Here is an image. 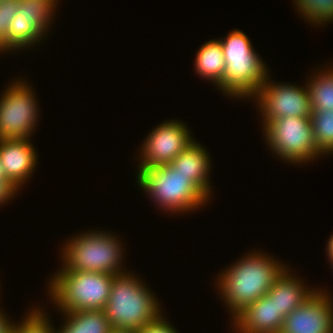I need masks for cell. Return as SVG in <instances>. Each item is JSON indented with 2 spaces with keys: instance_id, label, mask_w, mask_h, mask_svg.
<instances>
[{
  "instance_id": "6da1fadb",
  "label": "cell",
  "mask_w": 333,
  "mask_h": 333,
  "mask_svg": "<svg viewBox=\"0 0 333 333\" xmlns=\"http://www.w3.org/2000/svg\"><path fill=\"white\" fill-rule=\"evenodd\" d=\"M257 252L219 274V292L234 317L244 307L267 294L277 278L287 268L273 257Z\"/></svg>"
},
{
  "instance_id": "7a4b0ae2",
  "label": "cell",
  "mask_w": 333,
  "mask_h": 333,
  "mask_svg": "<svg viewBox=\"0 0 333 333\" xmlns=\"http://www.w3.org/2000/svg\"><path fill=\"white\" fill-rule=\"evenodd\" d=\"M126 272L114 275L104 313L111 328L138 331L161 317L162 312L149 288Z\"/></svg>"
},
{
  "instance_id": "3957f363",
  "label": "cell",
  "mask_w": 333,
  "mask_h": 333,
  "mask_svg": "<svg viewBox=\"0 0 333 333\" xmlns=\"http://www.w3.org/2000/svg\"><path fill=\"white\" fill-rule=\"evenodd\" d=\"M226 62L222 82L217 86L228 97H253L268 77L265 62L255 52L244 32L232 30L219 39Z\"/></svg>"
},
{
  "instance_id": "277c9868",
  "label": "cell",
  "mask_w": 333,
  "mask_h": 333,
  "mask_svg": "<svg viewBox=\"0 0 333 333\" xmlns=\"http://www.w3.org/2000/svg\"><path fill=\"white\" fill-rule=\"evenodd\" d=\"M50 281L54 304L63 312L104 310L114 275L101 272L63 270Z\"/></svg>"
},
{
  "instance_id": "5b68a950",
  "label": "cell",
  "mask_w": 333,
  "mask_h": 333,
  "mask_svg": "<svg viewBox=\"0 0 333 333\" xmlns=\"http://www.w3.org/2000/svg\"><path fill=\"white\" fill-rule=\"evenodd\" d=\"M138 172L137 183L140 188L166 211L191 212L208 201V198L171 164L138 169Z\"/></svg>"
},
{
  "instance_id": "8992f818",
  "label": "cell",
  "mask_w": 333,
  "mask_h": 333,
  "mask_svg": "<svg viewBox=\"0 0 333 333\" xmlns=\"http://www.w3.org/2000/svg\"><path fill=\"white\" fill-rule=\"evenodd\" d=\"M85 232L72 237L62 249L63 270L119 274L122 271V246L106 232ZM66 264V265H65Z\"/></svg>"
},
{
  "instance_id": "52a82bcc",
  "label": "cell",
  "mask_w": 333,
  "mask_h": 333,
  "mask_svg": "<svg viewBox=\"0 0 333 333\" xmlns=\"http://www.w3.org/2000/svg\"><path fill=\"white\" fill-rule=\"evenodd\" d=\"M263 128L272 151L288 163H306L322 155L315 144L310 117L276 118Z\"/></svg>"
},
{
  "instance_id": "ba28073f",
  "label": "cell",
  "mask_w": 333,
  "mask_h": 333,
  "mask_svg": "<svg viewBox=\"0 0 333 333\" xmlns=\"http://www.w3.org/2000/svg\"><path fill=\"white\" fill-rule=\"evenodd\" d=\"M22 81L8 85L0 97V140L29 139L37 124L35 94Z\"/></svg>"
},
{
  "instance_id": "9c48e42d",
  "label": "cell",
  "mask_w": 333,
  "mask_h": 333,
  "mask_svg": "<svg viewBox=\"0 0 333 333\" xmlns=\"http://www.w3.org/2000/svg\"><path fill=\"white\" fill-rule=\"evenodd\" d=\"M267 79L260 89L253 95L263 114V125L276 118L310 117L312 107L307 86L297 87L283 83H273Z\"/></svg>"
},
{
  "instance_id": "30bf717a",
  "label": "cell",
  "mask_w": 333,
  "mask_h": 333,
  "mask_svg": "<svg viewBox=\"0 0 333 333\" xmlns=\"http://www.w3.org/2000/svg\"><path fill=\"white\" fill-rule=\"evenodd\" d=\"M56 0H20V9L12 19L8 32V50L33 46L53 22ZM31 44V45H30Z\"/></svg>"
},
{
  "instance_id": "8fae6325",
  "label": "cell",
  "mask_w": 333,
  "mask_h": 333,
  "mask_svg": "<svg viewBox=\"0 0 333 333\" xmlns=\"http://www.w3.org/2000/svg\"><path fill=\"white\" fill-rule=\"evenodd\" d=\"M193 140L184 123L170 120L158 125L143 142L139 169L170 164Z\"/></svg>"
},
{
  "instance_id": "7c38bea8",
  "label": "cell",
  "mask_w": 333,
  "mask_h": 333,
  "mask_svg": "<svg viewBox=\"0 0 333 333\" xmlns=\"http://www.w3.org/2000/svg\"><path fill=\"white\" fill-rule=\"evenodd\" d=\"M319 291L285 317L280 333H333V302Z\"/></svg>"
},
{
  "instance_id": "4fadbf2b",
  "label": "cell",
  "mask_w": 333,
  "mask_h": 333,
  "mask_svg": "<svg viewBox=\"0 0 333 333\" xmlns=\"http://www.w3.org/2000/svg\"><path fill=\"white\" fill-rule=\"evenodd\" d=\"M36 154L30 139L0 140V163L7 178L18 188L36 169Z\"/></svg>"
},
{
  "instance_id": "5bb4252c",
  "label": "cell",
  "mask_w": 333,
  "mask_h": 333,
  "mask_svg": "<svg viewBox=\"0 0 333 333\" xmlns=\"http://www.w3.org/2000/svg\"><path fill=\"white\" fill-rule=\"evenodd\" d=\"M284 317L267 295L244 307L233 317L237 333H280Z\"/></svg>"
},
{
  "instance_id": "9a60e30c",
  "label": "cell",
  "mask_w": 333,
  "mask_h": 333,
  "mask_svg": "<svg viewBox=\"0 0 333 333\" xmlns=\"http://www.w3.org/2000/svg\"><path fill=\"white\" fill-rule=\"evenodd\" d=\"M207 153V150L194 140L170 164L209 199L211 193L208 179L210 158Z\"/></svg>"
},
{
  "instance_id": "2e32d148",
  "label": "cell",
  "mask_w": 333,
  "mask_h": 333,
  "mask_svg": "<svg viewBox=\"0 0 333 333\" xmlns=\"http://www.w3.org/2000/svg\"><path fill=\"white\" fill-rule=\"evenodd\" d=\"M289 272L291 273L285 269L266 294L271 301H274L279 314L284 318L316 291L304 287L305 284H302L299 279L295 278L296 276L293 277Z\"/></svg>"
},
{
  "instance_id": "e0dca14e",
  "label": "cell",
  "mask_w": 333,
  "mask_h": 333,
  "mask_svg": "<svg viewBox=\"0 0 333 333\" xmlns=\"http://www.w3.org/2000/svg\"><path fill=\"white\" fill-rule=\"evenodd\" d=\"M226 62L222 45L217 39L206 42L198 50L195 59V70L207 80H213L218 86L223 79Z\"/></svg>"
},
{
  "instance_id": "ac0fdd59",
  "label": "cell",
  "mask_w": 333,
  "mask_h": 333,
  "mask_svg": "<svg viewBox=\"0 0 333 333\" xmlns=\"http://www.w3.org/2000/svg\"><path fill=\"white\" fill-rule=\"evenodd\" d=\"M64 326L57 333H109L112 329L104 310L64 312Z\"/></svg>"
},
{
  "instance_id": "d6986e66",
  "label": "cell",
  "mask_w": 333,
  "mask_h": 333,
  "mask_svg": "<svg viewBox=\"0 0 333 333\" xmlns=\"http://www.w3.org/2000/svg\"><path fill=\"white\" fill-rule=\"evenodd\" d=\"M323 71L315 73L307 85L312 110L333 109V69Z\"/></svg>"
},
{
  "instance_id": "ffe728a7",
  "label": "cell",
  "mask_w": 333,
  "mask_h": 333,
  "mask_svg": "<svg viewBox=\"0 0 333 333\" xmlns=\"http://www.w3.org/2000/svg\"><path fill=\"white\" fill-rule=\"evenodd\" d=\"M310 119L318 150L322 154H333V109L312 110Z\"/></svg>"
},
{
  "instance_id": "44dd1931",
  "label": "cell",
  "mask_w": 333,
  "mask_h": 333,
  "mask_svg": "<svg viewBox=\"0 0 333 333\" xmlns=\"http://www.w3.org/2000/svg\"><path fill=\"white\" fill-rule=\"evenodd\" d=\"M303 18L319 26L333 22V0H294Z\"/></svg>"
},
{
  "instance_id": "7402d4cb",
  "label": "cell",
  "mask_w": 333,
  "mask_h": 333,
  "mask_svg": "<svg viewBox=\"0 0 333 333\" xmlns=\"http://www.w3.org/2000/svg\"><path fill=\"white\" fill-rule=\"evenodd\" d=\"M41 309H32V311L27 314L26 318L22 319L24 321L20 323L13 324V333H57L52 324H50L49 319L46 318Z\"/></svg>"
},
{
  "instance_id": "603a6c76",
  "label": "cell",
  "mask_w": 333,
  "mask_h": 333,
  "mask_svg": "<svg viewBox=\"0 0 333 333\" xmlns=\"http://www.w3.org/2000/svg\"><path fill=\"white\" fill-rule=\"evenodd\" d=\"M20 9V0L0 1V52L8 50V32L14 16Z\"/></svg>"
},
{
  "instance_id": "cb8c5ba5",
  "label": "cell",
  "mask_w": 333,
  "mask_h": 333,
  "mask_svg": "<svg viewBox=\"0 0 333 333\" xmlns=\"http://www.w3.org/2000/svg\"><path fill=\"white\" fill-rule=\"evenodd\" d=\"M163 317H158L152 323L145 325L136 333H177V330L170 325L169 322Z\"/></svg>"
},
{
  "instance_id": "d4e9b609",
  "label": "cell",
  "mask_w": 333,
  "mask_h": 333,
  "mask_svg": "<svg viewBox=\"0 0 333 333\" xmlns=\"http://www.w3.org/2000/svg\"><path fill=\"white\" fill-rule=\"evenodd\" d=\"M17 190L20 189H18V187H16L10 180L0 179V206L13 198V196H15L14 194L17 193Z\"/></svg>"
},
{
  "instance_id": "484cf974",
  "label": "cell",
  "mask_w": 333,
  "mask_h": 333,
  "mask_svg": "<svg viewBox=\"0 0 333 333\" xmlns=\"http://www.w3.org/2000/svg\"><path fill=\"white\" fill-rule=\"evenodd\" d=\"M5 314L2 313L0 309V333H11L13 322H10Z\"/></svg>"
},
{
  "instance_id": "4316f807",
  "label": "cell",
  "mask_w": 333,
  "mask_h": 333,
  "mask_svg": "<svg viewBox=\"0 0 333 333\" xmlns=\"http://www.w3.org/2000/svg\"><path fill=\"white\" fill-rule=\"evenodd\" d=\"M333 234V233H332ZM328 245H327V255H328V258H329V260H330V262H332L333 261V235H331L330 236V238H329V241H328V243H327Z\"/></svg>"
},
{
  "instance_id": "83f0119b",
  "label": "cell",
  "mask_w": 333,
  "mask_h": 333,
  "mask_svg": "<svg viewBox=\"0 0 333 333\" xmlns=\"http://www.w3.org/2000/svg\"><path fill=\"white\" fill-rule=\"evenodd\" d=\"M109 333H136V331L112 328Z\"/></svg>"
},
{
  "instance_id": "f1b7e54d",
  "label": "cell",
  "mask_w": 333,
  "mask_h": 333,
  "mask_svg": "<svg viewBox=\"0 0 333 333\" xmlns=\"http://www.w3.org/2000/svg\"><path fill=\"white\" fill-rule=\"evenodd\" d=\"M0 179H1V180H9V179L7 178L5 172H4V169H3L2 165H1V163H0Z\"/></svg>"
}]
</instances>
